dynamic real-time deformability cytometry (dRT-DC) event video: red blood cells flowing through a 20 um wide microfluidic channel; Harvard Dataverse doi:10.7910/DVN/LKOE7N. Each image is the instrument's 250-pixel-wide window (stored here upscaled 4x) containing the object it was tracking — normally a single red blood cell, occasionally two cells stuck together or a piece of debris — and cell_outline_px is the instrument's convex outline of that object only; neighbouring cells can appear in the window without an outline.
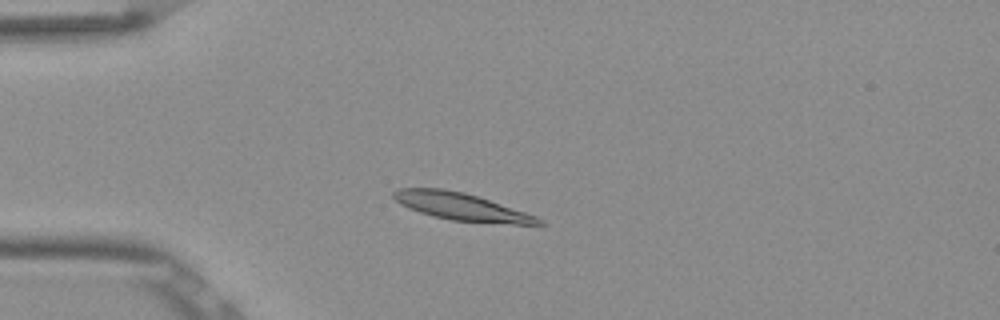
{"species": "Egyptian fruit bat (a non-hibernating species)", "species_latin": "Rousettus aegyptiacus", "temperature_condition": "room temperature", "stored_images_in_passage": 40, "camera_frame_rate_fps": 3000, "um_per_image_px": 0.085, "frame": {"image": 1, "passage_image": 1, "time_ms": 0.0, "image_size_px": [1000, 320], "cell_outline_px": [[548, 224], [512, 224], [452, 220], [432, 216], [408, 208], [400, 204], [392, 196], [392, 192], [400, 188], [444, 188], [464, 192], [536, 216], [544, 220]], "centroid_in_image_um": [39.18, 17.56], "position_along_channel_um": 45.8, "area_um2": 22.89}}
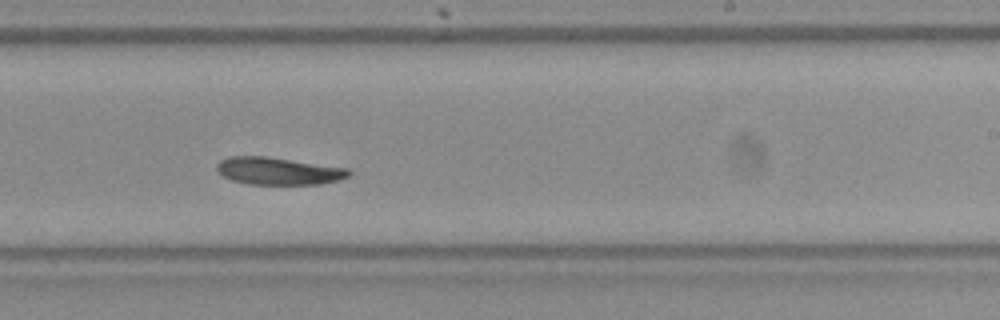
{"frame": {"image": 2, "passage_image": 20, "time_ms": 6.333, "image_size_px": [1000, 320], "cell_outline_px": [[352, 172], [348, 176], [340, 180], [320, 184], [248, 184], [232, 180], [224, 176], [216, 168], [216, 164], [220, 160], [228, 156], [264, 156], [348, 168]], "centroid_in_image_um": [23.66, 14.53], "position_along_channel_um": 265.3, "area_um2": 20.98}}
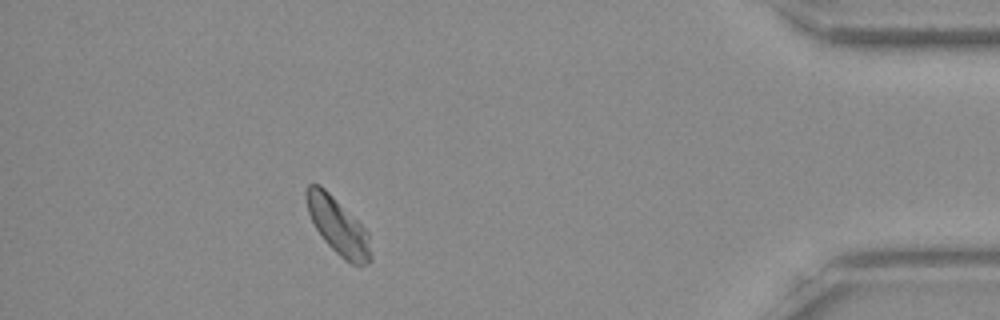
{"frame": {"image": 3, "passage_image": 35, "time_ms": 11.333, "image_size_px": [1000, 320], "cell_outline_px": [[372, 260], [368, 264], [360, 268], [344, 260], [324, 240], [316, 228], [308, 212], [304, 192], [308, 184], [320, 184], [368, 232], [372, 256]], "centroid_in_image_um": [28.74, 19.26], "position_along_channel_um": 406.5, "area_um2": 21.1}}